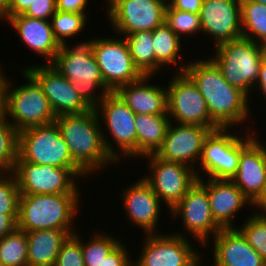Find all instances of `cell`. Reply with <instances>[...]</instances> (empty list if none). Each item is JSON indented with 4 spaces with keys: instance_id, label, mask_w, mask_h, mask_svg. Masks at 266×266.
<instances>
[{
    "instance_id": "obj_40",
    "label": "cell",
    "mask_w": 266,
    "mask_h": 266,
    "mask_svg": "<svg viewBox=\"0 0 266 266\" xmlns=\"http://www.w3.org/2000/svg\"><path fill=\"white\" fill-rule=\"evenodd\" d=\"M121 241L113 251L108 254L100 266H133V257L130 249ZM128 249V250H127Z\"/></svg>"
},
{
    "instance_id": "obj_22",
    "label": "cell",
    "mask_w": 266,
    "mask_h": 266,
    "mask_svg": "<svg viewBox=\"0 0 266 266\" xmlns=\"http://www.w3.org/2000/svg\"><path fill=\"white\" fill-rule=\"evenodd\" d=\"M211 266H266V262L237 228L221 229L213 237ZM203 266L205 258L203 256Z\"/></svg>"
},
{
    "instance_id": "obj_23",
    "label": "cell",
    "mask_w": 266,
    "mask_h": 266,
    "mask_svg": "<svg viewBox=\"0 0 266 266\" xmlns=\"http://www.w3.org/2000/svg\"><path fill=\"white\" fill-rule=\"evenodd\" d=\"M207 180L210 209L215 222L222 229L237 228L234 217H238L236 214L243 208H252L253 204L231 180Z\"/></svg>"
},
{
    "instance_id": "obj_9",
    "label": "cell",
    "mask_w": 266,
    "mask_h": 266,
    "mask_svg": "<svg viewBox=\"0 0 266 266\" xmlns=\"http://www.w3.org/2000/svg\"><path fill=\"white\" fill-rule=\"evenodd\" d=\"M18 148V157L24 162L59 168H79L55 122L20 131Z\"/></svg>"
},
{
    "instance_id": "obj_20",
    "label": "cell",
    "mask_w": 266,
    "mask_h": 266,
    "mask_svg": "<svg viewBox=\"0 0 266 266\" xmlns=\"http://www.w3.org/2000/svg\"><path fill=\"white\" fill-rule=\"evenodd\" d=\"M200 24L214 47L242 37L240 0H203Z\"/></svg>"
},
{
    "instance_id": "obj_49",
    "label": "cell",
    "mask_w": 266,
    "mask_h": 266,
    "mask_svg": "<svg viewBox=\"0 0 266 266\" xmlns=\"http://www.w3.org/2000/svg\"><path fill=\"white\" fill-rule=\"evenodd\" d=\"M252 1L259 3V4L266 5V0H252Z\"/></svg>"
},
{
    "instance_id": "obj_38",
    "label": "cell",
    "mask_w": 266,
    "mask_h": 266,
    "mask_svg": "<svg viewBox=\"0 0 266 266\" xmlns=\"http://www.w3.org/2000/svg\"><path fill=\"white\" fill-rule=\"evenodd\" d=\"M80 232H75L62 244L54 266H85Z\"/></svg>"
},
{
    "instance_id": "obj_35",
    "label": "cell",
    "mask_w": 266,
    "mask_h": 266,
    "mask_svg": "<svg viewBox=\"0 0 266 266\" xmlns=\"http://www.w3.org/2000/svg\"><path fill=\"white\" fill-rule=\"evenodd\" d=\"M237 229L266 262V211H253Z\"/></svg>"
},
{
    "instance_id": "obj_5",
    "label": "cell",
    "mask_w": 266,
    "mask_h": 266,
    "mask_svg": "<svg viewBox=\"0 0 266 266\" xmlns=\"http://www.w3.org/2000/svg\"><path fill=\"white\" fill-rule=\"evenodd\" d=\"M214 48L215 54H211L210 58L220 68L223 78L250 98L259 77L266 46L240 37Z\"/></svg>"
},
{
    "instance_id": "obj_42",
    "label": "cell",
    "mask_w": 266,
    "mask_h": 266,
    "mask_svg": "<svg viewBox=\"0 0 266 266\" xmlns=\"http://www.w3.org/2000/svg\"><path fill=\"white\" fill-rule=\"evenodd\" d=\"M167 3L173 9L200 14L203 0H167Z\"/></svg>"
},
{
    "instance_id": "obj_25",
    "label": "cell",
    "mask_w": 266,
    "mask_h": 266,
    "mask_svg": "<svg viewBox=\"0 0 266 266\" xmlns=\"http://www.w3.org/2000/svg\"><path fill=\"white\" fill-rule=\"evenodd\" d=\"M151 77L143 76L119 87L115 93L135 114L168 115L166 85L150 84Z\"/></svg>"
},
{
    "instance_id": "obj_17",
    "label": "cell",
    "mask_w": 266,
    "mask_h": 266,
    "mask_svg": "<svg viewBox=\"0 0 266 266\" xmlns=\"http://www.w3.org/2000/svg\"><path fill=\"white\" fill-rule=\"evenodd\" d=\"M252 132H250V130ZM244 128L239 167L231 181L253 204L261 195L266 180V146L252 129Z\"/></svg>"
},
{
    "instance_id": "obj_44",
    "label": "cell",
    "mask_w": 266,
    "mask_h": 266,
    "mask_svg": "<svg viewBox=\"0 0 266 266\" xmlns=\"http://www.w3.org/2000/svg\"><path fill=\"white\" fill-rule=\"evenodd\" d=\"M34 0H10L8 8V19L15 15L24 14Z\"/></svg>"
},
{
    "instance_id": "obj_32",
    "label": "cell",
    "mask_w": 266,
    "mask_h": 266,
    "mask_svg": "<svg viewBox=\"0 0 266 266\" xmlns=\"http://www.w3.org/2000/svg\"><path fill=\"white\" fill-rule=\"evenodd\" d=\"M0 262L4 266H28L26 232L16 228L0 239Z\"/></svg>"
},
{
    "instance_id": "obj_2",
    "label": "cell",
    "mask_w": 266,
    "mask_h": 266,
    "mask_svg": "<svg viewBox=\"0 0 266 266\" xmlns=\"http://www.w3.org/2000/svg\"><path fill=\"white\" fill-rule=\"evenodd\" d=\"M66 142L74 163L87 175L118 165L107 153L102 126L95 109L85 113L56 116L54 121Z\"/></svg>"
},
{
    "instance_id": "obj_41",
    "label": "cell",
    "mask_w": 266,
    "mask_h": 266,
    "mask_svg": "<svg viewBox=\"0 0 266 266\" xmlns=\"http://www.w3.org/2000/svg\"><path fill=\"white\" fill-rule=\"evenodd\" d=\"M89 0H56L57 10L66 11L71 13H82L86 12Z\"/></svg>"
},
{
    "instance_id": "obj_24",
    "label": "cell",
    "mask_w": 266,
    "mask_h": 266,
    "mask_svg": "<svg viewBox=\"0 0 266 266\" xmlns=\"http://www.w3.org/2000/svg\"><path fill=\"white\" fill-rule=\"evenodd\" d=\"M6 22L22 39V43L31 51L44 57V63H52L61 45L52 31L51 22L43 19L30 18L26 15H15Z\"/></svg>"
},
{
    "instance_id": "obj_39",
    "label": "cell",
    "mask_w": 266,
    "mask_h": 266,
    "mask_svg": "<svg viewBox=\"0 0 266 266\" xmlns=\"http://www.w3.org/2000/svg\"><path fill=\"white\" fill-rule=\"evenodd\" d=\"M56 11V0H34L29 9L23 15L30 18L50 21Z\"/></svg>"
},
{
    "instance_id": "obj_16",
    "label": "cell",
    "mask_w": 266,
    "mask_h": 266,
    "mask_svg": "<svg viewBox=\"0 0 266 266\" xmlns=\"http://www.w3.org/2000/svg\"><path fill=\"white\" fill-rule=\"evenodd\" d=\"M108 22L120 36L153 31L165 22L167 0H105Z\"/></svg>"
},
{
    "instance_id": "obj_37",
    "label": "cell",
    "mask_w": 266,
    "mask_h": 266,
    "mask_svg": "<svg viewBox=\"0 0 266 266\" xmlns=\"http://www.w3.org/2000/svg\"><path fill=\"white\" fill-rule=\"evenodd\" d=\"M20 190L11 172H0V214L18 215Z\"/></svg>"
},
{
    "instance_id": "obj_7",
    "label": "cell",
    "mask_w": 266,
    "mask_h": 266,
    "mask_svg": "<svg viewBox=\"0 0 266 266\" xmlns=\"http://www.w3.org/2000/svg\"><path fill=\"white\" fill-rule=\"evenodd\" d=\"M22 70L21 75L27 82L15 87L9 80L5 115L19 132L33 126L50 124L56 119L39 82L26 69Z\"/></svg>"
},
{
    "instance_id": "obj_30",
    "label": "cell",
    "mask_w": 266,
    "mask_h": 266,
    "mask_svg": "<svg viewBox=\"0 0 266 266\" xmlns=\"http://www.w3.org/2000/svg\"><path fill=\"white\" fill-rule=\"evenodd\" d=\"M135 66L144 76H155L152 31H138L124 36Z\"/></svg>"
},
{
    "instance_id": "obj_36",
    "label": "cell",
    "mask_w": 266,
    "mask_h": 266,
    "mask_svg": "<svg viewBox=\"0 0 266 266\" xmlns=\"http://www.w3.org/2000/svg\"><path fill=\"white\" fill-rule=\"evenodd\" d=\"M165 23L180 39L183 36L197 37L201 33L200 14L173 9L168 3L165 9Z\"/></svg>"
},
{
    "instance_id": "obj_33",
    "label": "cell",
    "mask_w": 266,
    "mask_h": 266,
    "mask_svg": "<svg viewBox=\"0 0 266 266\" xmlns=\"http://www.w3.org/2000/svg\"><path fill=\"white\" fill-rule=\"evenodd\" d=\"M88 14L71 13L66 11H56L50 22L52 31L60 45L68 44L67 38L71 39L86 29L89 21Z\"/></svg>"
},
{
    "instance_id": "obj_21",
    "label": "cell",
    "mask_w": 266,
    "mask_h": 266,
    "mask_svg": "<svg viewBox=\"0 0 266 266\" xmlns=\"http://www.w3.org/2000/svg\"><path fill=\"white\" fill-rule=\"evenodd\" d=\"M123 190L122 206L126 211L128 221L142 229L143 234L160 233L159 225L162 204L152 187L142 178L131 183ZM159 219V220H158Z\"/></svg>"
},
{
    "instance_id": "obj_8",
    "label": "cell",
    "mask_w": 266,
    "mask_h": 266,
    "mask_svg": "<svg viewBox=\"0 0 266 266\" xmlns=\"http://www.w3.org/2000/svg\"><path fill=\"white\" fill-rule=\"evenodd\" d=\"M11 173L15 176L20 195L80 194L82 191L77 182L82 177L90 178L80 168L36 165L19 157Z\"/></svg>"
},
{
    "instance_id": "obj_11",
    "label": "cell",
    "mask_w": 266,
    "mask_h": 266,
    "mask_svg": "<svg viewBox=\"0 0 266 266\" xmlns=\"http://www.w3.org/2000/svg\"><path fill=\"white\" fill-rule=\"evenodd\" d=\"M234 130V128H218L211 130L206 136L198 168L195 169L198 179L204 177L231 180L236 174L239 167L242 135H237Z\"/></svg>"
},
{
    "instance_id": "obj_26",
    "label": "cell",
    "mask_w": 266,
    "mask_h": 266,
    "mask_svg": "<svg viewBox=\"0 0 266 266\" xmlns=\"http://www.w3.org/2000/svg\"><path fill=\"white\" fill-rule=\"evenodd\" d=\"M78 230H35L26 232L28 266H54L62 244Z\"/></svg>"
},
{
    "instance_id": "obj_15",
    "label": "cell",
    "mask_w": 266,
    "mask_h": 266,
    "mask_svg": "<svg viewBox=\"0 0 266 266\" xmlns=\"http://www.w3.org/2000/svg\"><path fill=\"white\" fill-rule=\"evenodd\" d=\"M168 80L167 114L170 122L204 126L211 130L219 128L210 117L204 97L184 72H176Z\"/></svg>"
},
{
    "instance_id": "obj_47",
    "label": "cell",
    "mask_w": 266,
    "mask_h": 266,
    "mask_svg": "<svg viewBox=\"0 0 266 266\" xmlns=\"http://www.w3.org/2000/svg\"><path fill=\"white\" fill-rule=\"evenodd\" d=\"M255 211H266V180L260 197L253 203Z\"/></svg>"
},
{
    "instance_id": "obj_6",
    "label": "cell",
    "mask_w": 266,
    "mask_h": 266,
    "mask_svg": "<svg viewBox=\"0 0 266 266\" xmlns=\"http://www.w3.org/2000/svg\"><path fill=\"white\" fill-rule=\"evenodd\" d=\"M99 121L106 127L101 128L105 149L118 164L124 158L137 159L136 114L115 93L110 92L95 108ZM108 131L111 136L110 141ZM113 143H115L113 145ZM117 146V147H115ZM123 157V158H122Z\"/></svg>"
},
{
    "instance_id": "obj_12",
    "label": "cell",
    "mask_w": 266,
    "mask_h": 266,
    "mask_svg": "<svg viewBox=\"0 0 266 266\" xmlns=\"http://www.w3.org/2000/svg\"><path fill=\"white\" fill-rule=\"evenodd\" d=\"M106 88L115 92L119 87L140 80L144 75L135 66L124 36L118 34L97 39L88 38Z\"/></svg>"
},
{
    "instance_id": "obj_28",
    "label": "cell",
    "mask_w": 266,
    "mask_h": 266,
    "mask_svg": "<svg viewBox=\"0 0 266 266\" xmlns=\"http://www.w3.org/2000/svg\"><path fill=\"white\" fill-rule=\"evenodd\" d=\"M153 49L155 55V73L164 67L179 66V58L182 57V39H180L171 28L164 22L152 31Z\"/></svg>"
},
{
    "instance_id": "obj_19",
    "label": "cell",
    "mask_w": 266,
    "mask_h": 266,
    "mask_svg": "<svg viewBox=\"0 0 266 266\" xmlns=\"http://www.w3.org/2000/svg\"><path fill=\"white\" fill-rule=\"evenodd\" d=\"M210 128L170 122L163 144L156 155L163 160L184 164L196 169L203 143Z\"/></svg>"
},
{
    "instance_id": "obj_14",
    "label": "cell",
    "mask_w": 266,
    "mask_h": 266,
    "mask_svg": "<svg viewBox=\"0 0 266 266\" xmlns=\"http://www.w3.org/2000/svg\"><path fill=\"white\" fill-rule=\"evenodd\" d=\"M147 159L149 173L142 178L152 187L169 213L198 181L195 169L184 164L163 160L156 154L142 157Z\"/></svg>"
},
{
    "instance_id": "obj_31",
    "label": "cell",
    "mask_w": 266,
    "mask_h": 266,
    "mask_svg": "<svg viewBox=\"0 0 266 266\" xmlns=\"http://www.w3.org/2000/svg\"><path fill=\"white\" fill-rule=\"evenodd\" d=\"M92 236L87 242L82 241V255L85 266H100L105 257L121 242V239L105 231H92ZM111 234V235H110Z\"/></svg>"
},
{
    "instance_id": "obj_48",
    "label": "cell",
    "mask_w": 266,
    "mask_h": 266,
    "mask_svg": "<svg viewBox=\"0 0 266 266\" xmlns=\"http://www.w3.org/2000/svg\"><path fill=\"white\" fill-rule=\"evenodd\" d=\"M10 0H0V21L8 20V8Z\"/></svg>"
},
{
    "instance_id": "obj_27",
    "label": "cell",
    "mask_w": 266,
    "mask_h": 266,
    "mask_svg": "<svg viewBox=\"0 0 266 266\" xmlns=\"http://www.w3.org/2000/svg\"><path fill=\"white\" fill-rule=\"evenodd\" d=\"M169 124L168 115L136 114L137 159L156 154L163 144Z\"/></svg>"
},
{
    "instance_id": "obj_46",
    "label": "cell",
    "mask_w": 266,
    "mask_h": 266,
    "mask_svg": "<svg viewBox=\"0 0 266 266\" xmlns=\"http://www.w3.org/2000/svg\"><path fill=\"white\" fill-rule=\"evenodd\" d=\"M257 87H258L259 93H261L265 97L264 100H266V54L264 55L261 61V64H260L259 77L256 82L253 95H254V92L257 91Z\"/></svg>"
},
{
    "instance_id": "obj_45",
    "label": "cell",
    "mask_w": 266,
    "mask_h": 266,
    "mask_svg": "<svg viewBox=\"0 0 266 266\" xmlns=\"http://www.w3.org/2000/svg\"><path fill=\"white\" fill-rule=\"evenodd\" d=\"M1 69L0 67V118L6 115L7 88L10 80L8 76L6 77V74H4L5 71Z\"/></svg>"
},
{
    "instance_id": "obj_43",
    "label": "cell",
    "mask_w": 266,
    "mask_h": 266,
    "mask_svg": "<svg viewBox=\"0 0 266 266\" xmlns=\"http://www.w3.org/2000/svg\"><path fill=\"white\" fill-rule=\"evenodd\" d=\"M18 215L0 214V239L17 228Z\"/></svg>"
},
{
    "instance_id": "obj_18",
    "label": "cell",
    "mask_w": 266,
    "mask_h": 266,
    "mask_svg": "<svg viewBox=\"0 0 266 266\" xmlns=\"http://www.w3.org/2000/svg\"><path fill=\"white\" fill-rule=\"evenodd\" d=\"M30 65L23 69L39 82L55 116L81 114L90 110L79 97L72 82L51 63Z\"/></svg>"
},
{
    "instance_id": "obj_4",
    "label": "cell",
    "mask_w": 266,
    "mask_h": 266,
    "mask_svg": "<svg viewBox=\"0 0 266 266\" xmlns=\"http://www.w3.org/2000/svg\"><path fill=\"white\" fill-rule=\"evenodd\" d=\"M82 194L20 195L17 228L25 232L35 230H76ZM79 210V212H78Z\"/></svg>"
},
{
    "instance_id": "obj_1",
    "label": "cell",
    "mask_w": 266,
    "mask_h": 266,
    "mask_svg": "<svg viewBox=\"0 0 266 266\" xmlns=\"http://www.w3.org/2000/svg\"><path fill=\"white\" fill-rule=\"evenodd\" d=\"M176 70L184 72L197 86L212 121L219 128H239L252 116V111H249L251 98L223 78L220 68L210 56L188 63L183 61Z\"/></svg>"
},
{
    "instance_id": "obj_34",
    "label": "cell",
    "mask_w": 266,
    "mask_h": 266,
    "mask_svg": "<svg viewBox=\"0 0 266 266\" xmlns=\"http://www.w3.org/2000/svg\"><path fill=\"white\" fill-rule=\"evenodd\" d=\"M19 131L0 118V172H12L18 159Z\"/></svg>"
},
{
    "instance_id": "obj_10",
    "label": "cell",
    "mask_w": 266,
    "mask_h": 266,
    "mask_svg": "<svg viewBox=\"0 0 266 266\" xmlns=\"http://www.w3.org/2000/svg\"><path fill=\"white\" fill-rule=\"evenodd\" d=\"M173 219L181 218L182 232H173L176 235L187 237L189 234L204 248L209 247L210 240L222 229L214 220L207 193V180L198 181L188 190L186 195L169 213ZM186 230V234L185 231ZM188 232V233H187ZM209 242V243H208Z\"/></svg>"
},
{
    "instance_id": "obj_13",
    "label": "cell",
    "mask_w": 266,
    "mask_h": 266,
    "mask_svg": "<svg viewBox=\"0 0 266 266\" xmlns=\"http://www.w3.org/2000/svg\"><path fill=\"white\" fill-rule=\"evenodd\" d=\"M144 236V245L133 266H203L201 258L205 254L197 250L189 238L172 232Z\"/></svg>"
},
{
    "instance_id": "obj_29",
    "label": "cell",
    "mask_w": 266,
    "mask_h": 266,
    "mask_svg": "<svg viewBox=\"0 0 266 266\" xmlns=\"http://www.w3.org/2000/svg\"><path fill=\"white\" fill-rule=\"evenodd\" d=\"M242 37L266 46V5L240 0Z\"/></svg>"
},
{
    "instance_id": "obj_3",
    "label": "cell",
    "mask_w": 266,
    "mask_h": 266,
    "mask_svg": "<svg viewBox=\"0 0 266 266\" xmlns=\"http://www.w3.org/2000/svg\"><path fill=\"white\" fill-rule=\"evenodd\" d=\"M69 46L71 44L61 45L51 64L72 82L82 101L95 109L110 91L105 86L91 43L85 40Z\"/></svg>"
}]
</instances>
